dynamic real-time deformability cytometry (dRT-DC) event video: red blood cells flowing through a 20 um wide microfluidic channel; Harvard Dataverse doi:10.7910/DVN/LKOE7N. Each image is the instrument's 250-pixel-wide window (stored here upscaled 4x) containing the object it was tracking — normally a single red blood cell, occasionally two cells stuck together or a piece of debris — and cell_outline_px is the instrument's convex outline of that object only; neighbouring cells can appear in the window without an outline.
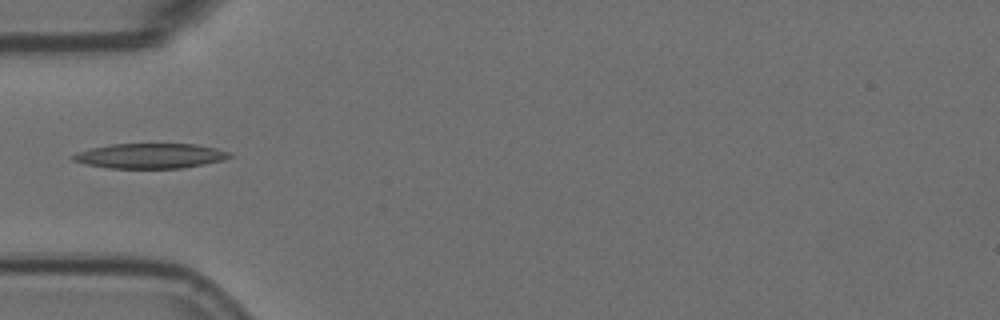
{"species": "Egyptian fruit bat (a non-hibernating species)", "species_latin": "Rousettus aegyptiacus", "temperature_condition": "room temperature", "stored_images_in_passage": 39, "camera_frame_rate_fps": 3000, "um_per_image_px": 0.085, "animal": {"sex": "female"}, "frame": {"image": 1, "passage_image": 1, "time_ms": 0.0, "image_size_px": [1000, 320], "cell_outline_px": [[232, 156], [224, 160], [204, 164], [180, 168], [108, 168], [88, 164], [72, 160], [72, 156], [76, 152], [92, 148], [112, 144], [196, 144], [216, 148], [232, 152]], "centroid_in_image_um": [12.81, 13.24], "position_along_channel_um": 72.2, "area_um2": 22.72}}
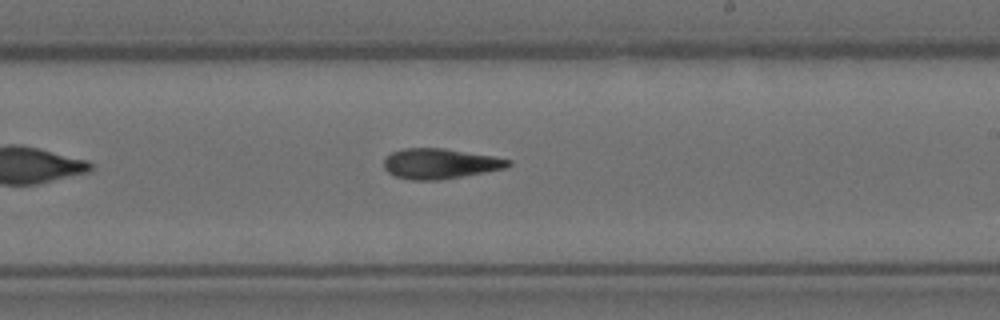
{"frame": {"image": 2, "passage_image": 16, "time_ms": 5.0, "image_size_px": [1000, 320], "cell_outline_px": [[512, 164], [508, 168], [464, 176], [440, 180], [412, 180], [396, 176], [388, 172], [384, 168], [384, 160], [392, 152], [404, 148], [444, 148], [492, 156], [512, 160]], "centroid_in_image_um": [37.44, 13.91], "position_along_channel_um": 251.6, "area_um2": 21.96}}
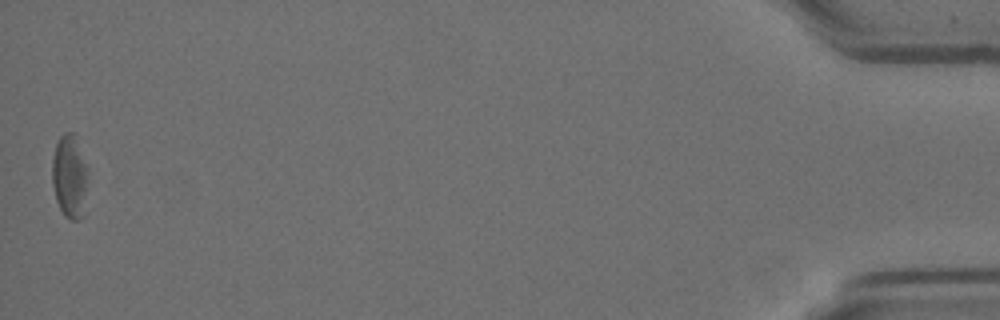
{"frame": {"image": 3, "passage_image": 39, "time_ms": 12.667, "image_size_px": [1000, 320], "cell_outline_px": [[88, 168], [84, 216], [76, 220], [72, 220], [64, 216], [56, 200], [52, 184], [52, 160], [56, 144], [60, 136], [64, 132], [76, 132]], "centroid_in_image_um": [5.94, 14.96], "position_along_channel_um": 429.3, "area_um2": 17.92}}